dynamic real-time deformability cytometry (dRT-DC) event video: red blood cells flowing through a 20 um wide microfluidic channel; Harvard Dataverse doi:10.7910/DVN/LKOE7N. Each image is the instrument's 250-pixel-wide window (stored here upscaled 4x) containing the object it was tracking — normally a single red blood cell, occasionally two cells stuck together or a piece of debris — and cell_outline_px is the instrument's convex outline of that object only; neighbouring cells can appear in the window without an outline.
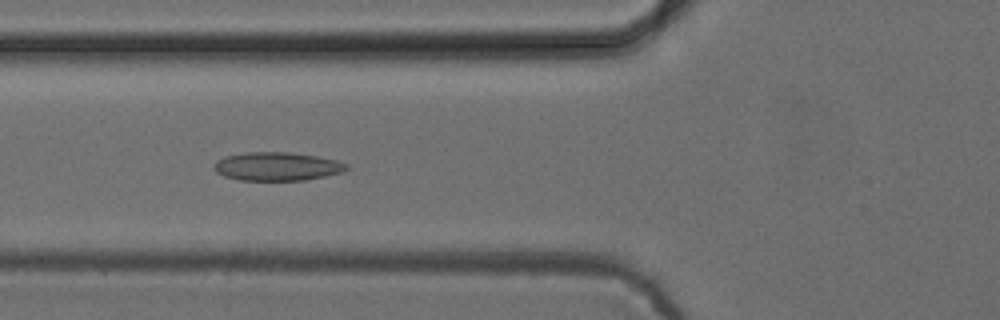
{"species": "common noctule bat (a hibernating species)", "species_latin": "Nyctalus noctula", "temperature_condition": "cold", "stored_images_in_passage": 52, "camera_frame_rate_fps": 3000, "um_per_image_px": 0.085, "animal": {"sex": "female", "body_mass_g": 24.6, "forearm_length_mm": 56.2}, "frame": {"image": 1, "passage_image": 19, "time_ms": 6.0, "image_size_px": [1000, 320], "cell_outline_px": [[348, 168], [344, 172], [304, 180], [240, 180], [224, 176], [216, 172], [212, 168], [212, 164], [216, 160], [224, 156], [248, 152], [288, 152], [316, 156], [336, 160], [348, 164]], "centroid_in_image_um": [23.51, 14.14], "position_along_channel_um": 102.3, "area_um2": 22.08}}
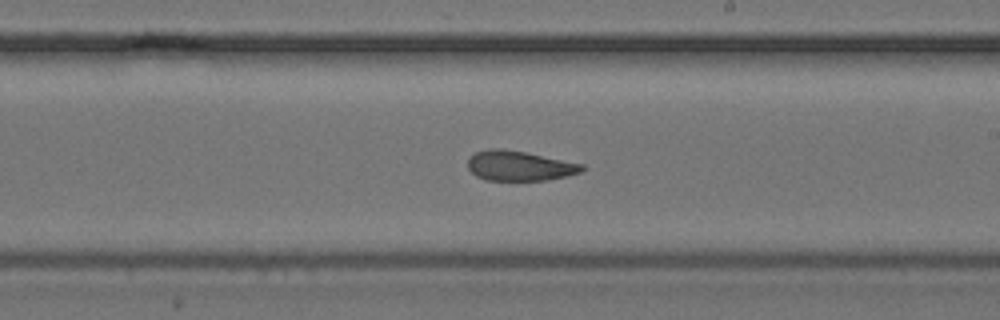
{"frame": {"image": 2, "passage_image": 30, "time_ms": 9.667, "image_size_px": [1000, 320], "cell_outline_px": [[584, 168], [580, 172], [568, 176], [548, 180], [484, 180], [476, 176], [468, 168], [468, 160], [476, 152], [488, 148], [500, 148], [524, 152], [584, 164]], "centroid_in_image_um": [44.15, 14.1], "position_along_channel_um": 244.9, "area_um2": 19.83}}
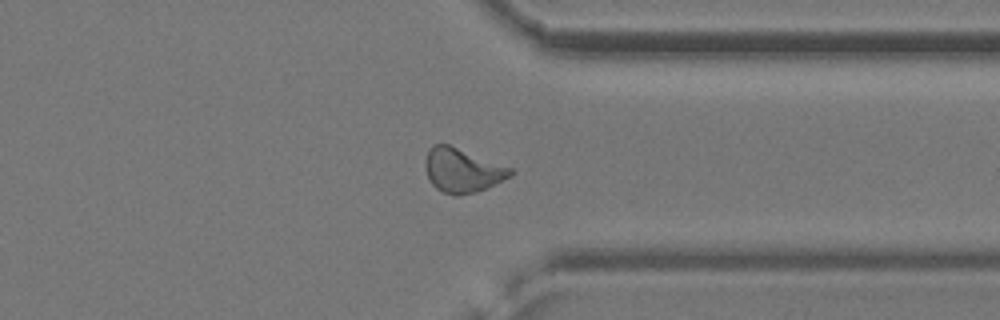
{"frame": {"image": 3, "passage_image": 40, "time_ms": 13.0, "image_size_px": [1000, 320], "cell_outline_px": [[516, 172], [512, 176], [504, 180], [476, 192], [460, 196], [452, 196], [436, 188], [432, 184], [428, 176], [424, 164], [428, 148], [432, 144], [448, 144], [512, 168]], "centroid_in_image_um": [39.3, 14.48], "position_along_channel_um": 372.1, "area_um2": 21.96}, "authors_computed_cell_mechanics": {"area_um2": 21.7039, "velocity_mm_per_s": 3.8787, "shape_relaxation_time_tau1_ms": null, "shape_relaxation_time_tau2_ms": 2.4465, "deformation_change_tau1": null, "deformation_change_tau2": 0.0926}}